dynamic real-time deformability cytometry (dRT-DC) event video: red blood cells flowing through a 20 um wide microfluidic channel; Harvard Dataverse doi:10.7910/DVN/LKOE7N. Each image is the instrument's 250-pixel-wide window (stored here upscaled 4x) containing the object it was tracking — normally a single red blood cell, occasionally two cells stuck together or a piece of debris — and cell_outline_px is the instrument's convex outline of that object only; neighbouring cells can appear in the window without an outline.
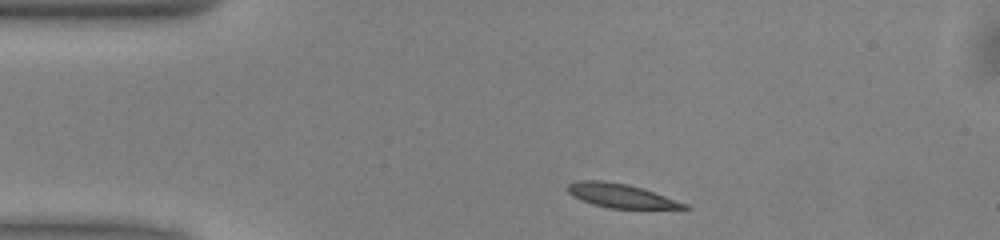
{"species": "common noctule bat (a hibernating species)", "species_latin": "Nyctalus noctula", "temperature_condition": "warm", "stored_images_in_passage": 42, "camera_frame_rate_fps": 3000, "um_per_image_px": 0.085, "animal": {"sex": "male", "body_mass_g": 13.0, "forearm_length_mm": 53.1}, "frame": {"image": 1, "passage_image": 1, "time_ms": 0.0, "image_size_px": [1000, 240], "cell_outline_px": [[692, 208], [608, 208], [592, 204], [580, 200], [572, 196], [568, 192], [568, 184], [580, 180], [604, 180], [628, 184], [688, 204]], "centroid_in_image_um": [52.71, 16.63], "position_along_channel_um": 32.3, "area_um2": 16.01}}
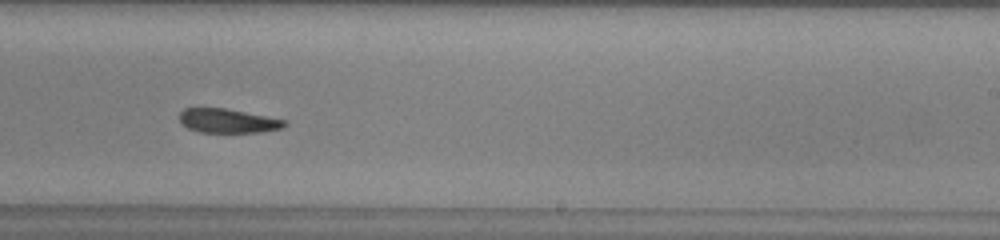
{"frame": {"image": 2, "passage_image": 22, "time_ms": 7.0, "image_size_px": [1000, 240], "cell_outline_px": [[288, 124], [280, 128], [260, 132], [200, 132], [188, 128], [180, 124], [180, 112], [184, 108], [224, 108], [288, 120]], "centroid_in_image_um": [19.36, 10.27], "position_along_channel_um": 269.6, "area_um2": 14.74}}
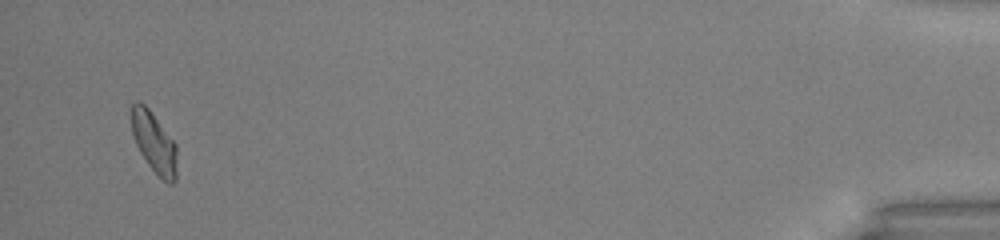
{"frame": {"image": 3, "passage_image": 40, "time_ms": 13.0, "image_size_px": [1000, 240], "cell_outline_px": [[176, 180], [172, 184], [168, 184], [148, 164], [140, 152], [136, 144], [132, 132], [128, 108], [136, 100], [140, 100], [148, 108], [176, 144]], "centroid_in_image_um": [13.05, 12.05], "position_along_channel_um": 422.2, "area_um2": 16.18}, "authors_computed_cell_mechanics": {"area_um2": 16.2418, "velocity_mm_per_s": 4.0244, "shape_relaxation_time_tau1_ms": 8.6139, "shape_relaxation_time_tau2_ms": 2.9316, "deformation_change_tau1": 0.2074, "deformation_change_tau2": 0.0893}}